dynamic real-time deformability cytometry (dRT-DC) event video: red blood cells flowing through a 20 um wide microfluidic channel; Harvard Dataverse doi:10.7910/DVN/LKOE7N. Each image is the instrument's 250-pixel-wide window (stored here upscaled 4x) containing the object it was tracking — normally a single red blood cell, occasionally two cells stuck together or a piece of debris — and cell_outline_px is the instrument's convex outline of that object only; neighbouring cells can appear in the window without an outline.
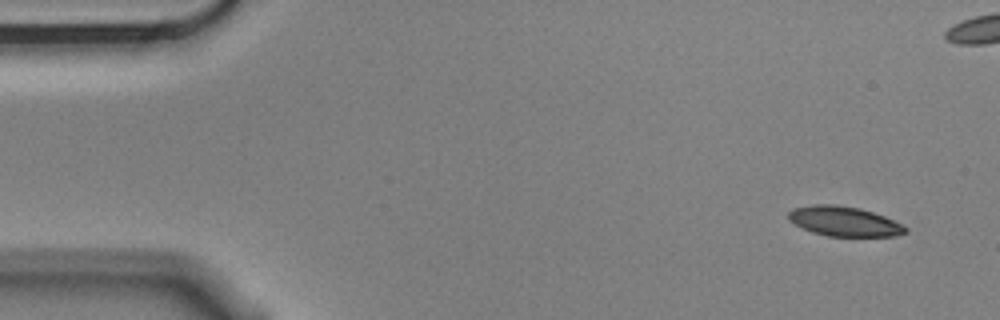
{"species": "Egyptian fruit bat (a non-hibernating species)", "species_latin": "Rousettus aegyptiacus", "temperature_condition": "cold", "stored_images_in_passage": 3, "camera_frame_rate_fps": 3000, "um_per_image_px": 0.085, "animal": {"sex": "male"}, "frame": {"image": 1, "passage_image": 1, "time_ms": 0.0, "image_size_px": [1000, 320], "cell_outline_px": [[908, 232], [896, 236], [828, 236], [812, 232], [788, 220], [788, 212], [792, 208], [816, 204], [836, 204], [860, 208], [884, 216], [908, 228]], "centroid_in_image_um": [71.74, 18.81], "position_along_channel_um": 13.3, "area_um2": 20.23}}